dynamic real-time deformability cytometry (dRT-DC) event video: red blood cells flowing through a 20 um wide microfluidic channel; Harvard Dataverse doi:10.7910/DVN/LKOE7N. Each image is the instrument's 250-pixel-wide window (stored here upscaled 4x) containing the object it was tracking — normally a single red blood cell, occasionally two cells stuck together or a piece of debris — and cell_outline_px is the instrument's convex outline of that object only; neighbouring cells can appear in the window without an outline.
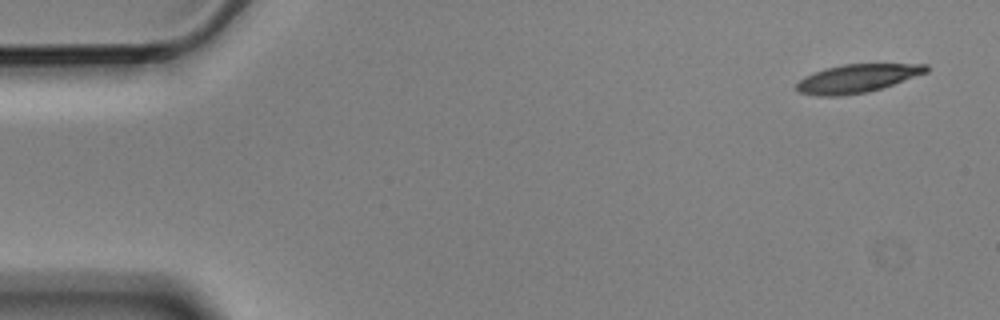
{"species": "Egyptian fruit bat (a non-hibernating species)", "species_latin": "Rousettus aegyptiacus", "temperature_condition": "cold", "stored_images_in_passage": 6, "camera_frame_rate_fps": 3000, "um_per_image_px": 0.085, "animal": {"sex": "male"}, "frame": {"image": 1, "passage_image": 1, "time_ms": 0.0, "image_size_px": [1000, 320], "cell_outline_px": [[928, 72], [868, 92], [844, 96], [816, 96], [800, 92], [796, 88], [796, 84], [804, 76], [824, 68], [844, 64], [928, 64]], "centroid_in_image_um": [72.82, 6.67], "position_along_channel_um": 12.2, "area_um2": 21.33}}
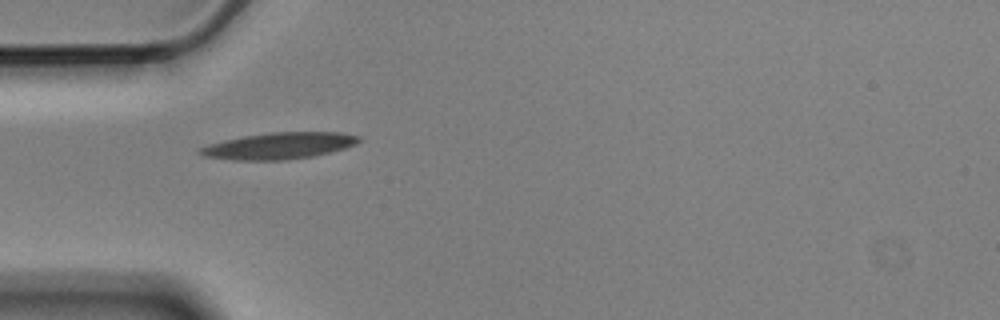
{"frame": {"image": 2, "passage_image": 5, "time_ms": 1.333, "image_size_px": [1000, 320], "cell_outline_px": [[360, 140], [356, 144], [344, 148], [312, 156], [288, 160], [232, 160], [204, 156], [196, 152], [196, 148], [208, 144], [224, 140], [244, 136], [268, 132], [344, 132], [360, 136]], "centroid_in_image_um": [23.67, 12.39], "position_along_channel_um": 61.3, "area_um2": 24.68}}
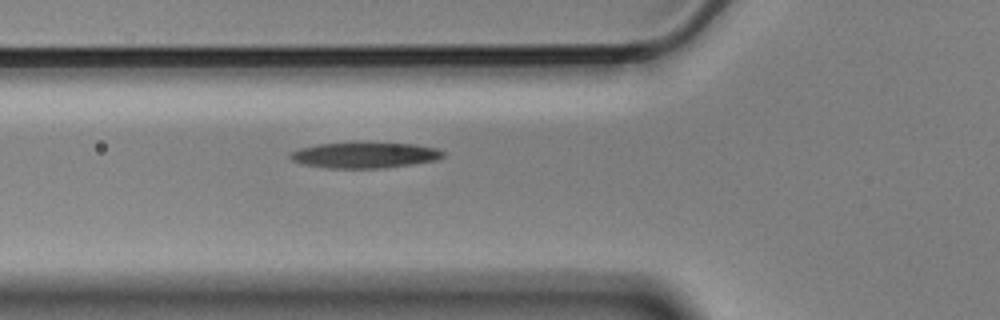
{"frame": {"image": 3, "passage_image": 6, "time_ms": 1.667, "image_size_px": [1000, 320], "cell_outline_px": [[444, 156], [436, 160], [412, 164], [384, 168], [328, 168], [300, 164], [292, 160], [288, 156], [288, 152], [300, 148], [320, 144], [356, 140], [416, 144], [436, 148], [444, 152]], "centroid_in_image_um": [30.96, 13.15], "position_along_channel_um": 94.8, "area_um2": 23.93}}